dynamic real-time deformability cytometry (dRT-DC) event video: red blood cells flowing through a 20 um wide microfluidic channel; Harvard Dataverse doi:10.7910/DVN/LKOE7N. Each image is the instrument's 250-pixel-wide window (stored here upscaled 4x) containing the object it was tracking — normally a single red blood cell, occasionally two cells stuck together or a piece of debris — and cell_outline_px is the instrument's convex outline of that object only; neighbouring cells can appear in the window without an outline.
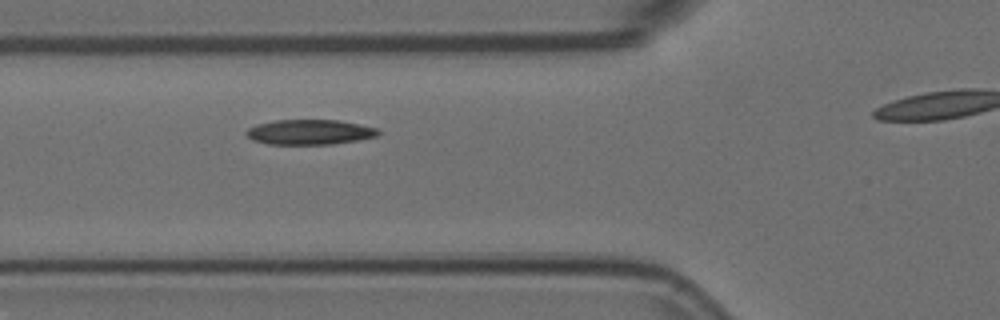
{"species": "Egyptian fruit bat (a non-hibernating species)", "species_latin": "Rousettus aegyptiacus", "temperature_condition": "room temperature", "stored_images_in_passage": 5, "segment_of_instrument_passage": [1, 2], "camera_frame_rate_fps": 3000, "um_per_image_px": 0.085, "animal": {"sex": "female"}, "frame": {"image": 1, "passage_image": 4, "time_ms": 1.0, "image_size_px": [1000, 320], "cell_outline_px": [[380, 132], [376, 136], [356, 140], [332, 144], [268, 144], [252, 140], [244, 132], [248, 128], [256, 124], [276, 120], [340, 120], [376, 128]], "centroid_in_image_um": [26.27, 11.22], "position_along_channel_um": 99.5, "area_um2": 19.13}}